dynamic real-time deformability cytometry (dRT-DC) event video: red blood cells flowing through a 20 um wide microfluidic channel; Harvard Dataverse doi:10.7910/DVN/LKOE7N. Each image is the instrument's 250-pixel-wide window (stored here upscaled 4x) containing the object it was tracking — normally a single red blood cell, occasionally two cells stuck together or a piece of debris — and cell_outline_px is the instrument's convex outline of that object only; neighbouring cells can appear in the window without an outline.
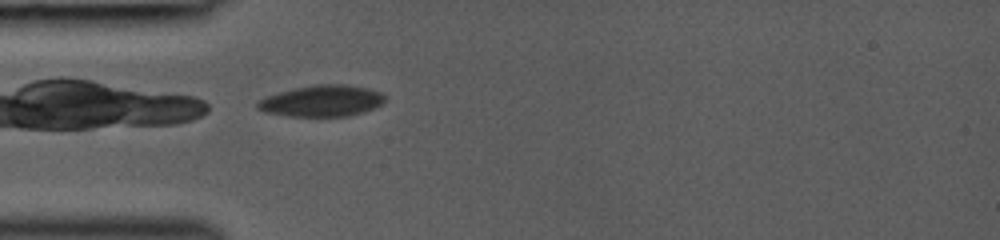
{"species": "common noctule bat (a hibernating species)", "species_latin": "Nyctalus noctula", "temperature_condition": "room temperature", "stored_images_in_passage": 20, "camera_frame_rate_fps": 3000, "um_per_image_px": 0.085, "animal": {"sex": "female", "body_mass_g": 19.0, "forearm_length_mm": 53.3}, "frame": {"image": 1, "passage_image": 1, "time_ms": 0.0, "image_size_px": [1000, 240], "cell_outline_px": [[388, 100], [376, 108], [364, 112], [348, 116], [288, 116], [264, 112], [256, 108], [256, 104], [264, 96], [312, 84], [344, 84], [368, 88], [380, 92]], "centroid_in_image_um": [27.38, 8.58], "position_along_channel_um": 57.6, "area_um2": 23.47}}
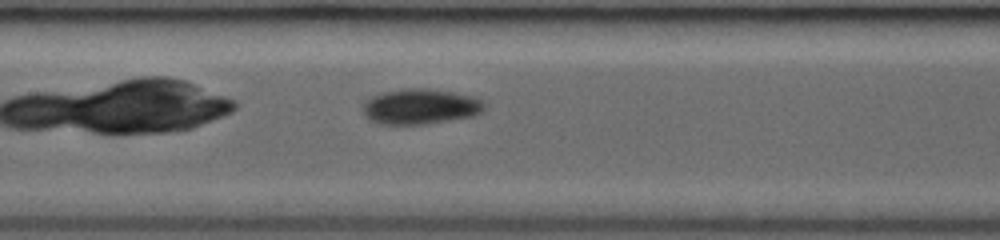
{"frame": {"image": 2, "passage_image": 9, "time_ms": 2.667, "image_size_px": [1000, 240], "cell_outline_px": [[484, 108], [480, 112], [472, 116], [424, 124], [380, 124], [368, 120], [364, 112], [364, 100], [372, 96], [384, 92], [408, 88], [428, 88], [452, 92], [472, 96], [480, 100], [484, 104]], "centroid_in_image_um": [35.69, 9.05], "position_along_channel_um": 171.7, "area_um2": 24.8}}
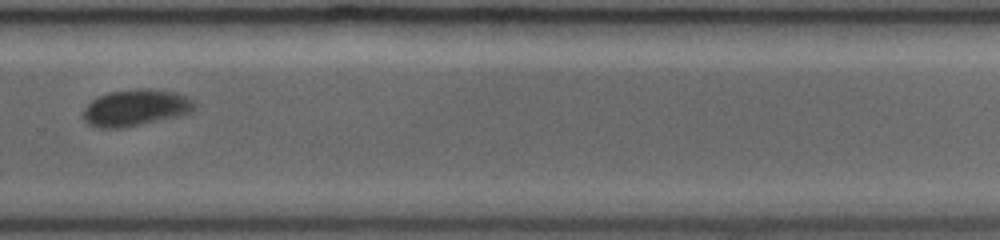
{"frame": {"image": 3, "passage_image": 18, "time_ms": 5.667, "image_size_px": [1000, 240], "cell_outline_px": [[196, 108], [192, 112], [180, 116], [120, 128], [100, 128], [88, 124], [84, 120], [84, 108], [92, 100], [108, 92], [136, 88], [152, 88], [176, 92], [192, 100], [196, 104]], "centroid_in_image_um": [11.56, 9.14], "position_along_channel_um": 318.2, "area_um2": 23.76}}